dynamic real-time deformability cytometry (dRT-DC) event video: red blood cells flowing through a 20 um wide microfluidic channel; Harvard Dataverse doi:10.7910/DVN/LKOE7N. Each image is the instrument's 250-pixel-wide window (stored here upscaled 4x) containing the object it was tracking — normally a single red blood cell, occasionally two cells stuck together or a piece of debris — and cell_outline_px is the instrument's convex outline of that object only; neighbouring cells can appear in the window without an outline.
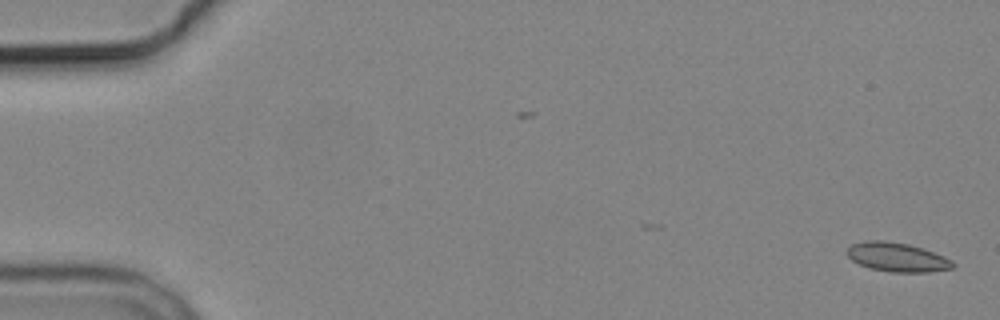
{"species": "common noctule bat (a hibernating species)", "species_latin": "Nyctalus noctula", "temperature_condition": "cold", "stored_images_in_passage": 6, "segment_of_instrument_passage": [1, 2], "camera_frame_rate_fps": 3000, "um_per_image_px": 0.085, "animal": {"sex": "male", "body_mass_g": 19.2, "forearm_length_mm": 51.8}, "frame": {"image": 1, "passage_image": 1, "time_ms": 0.0, "image_size_px": [1000, 320], "cell_outline_px": [[956, 264], [952, 268], [928, 272], [892, 272], [868, 268], [852, 260], [844, 252], [852, 244], [864, 240], [884, 240], [908, 244], [944, 256], [952, 260]], "centroid_in_image_um": [76.22, 21.86], "position_along_channel_um": 8.8, "area_um2": 17.92}}
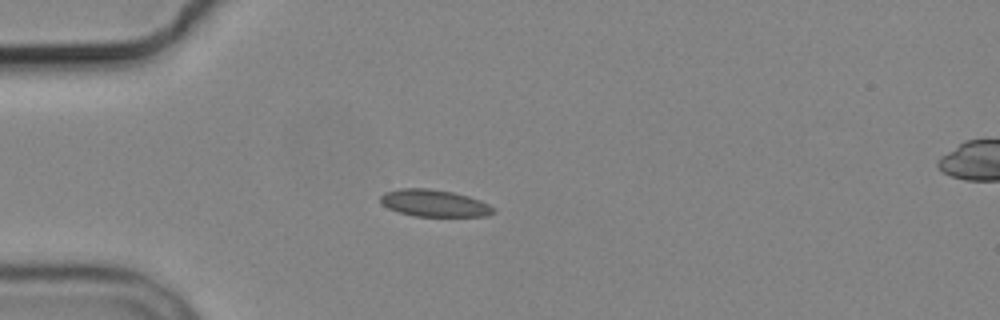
{"frame": {"image": 2, "passage_image": 5, "time_ms": 4.667, "image_size_px": [1000, 320], "cell_outline_px": [[496, 212], [488, 216], [412, 216], [388, 208], [380, 200], [380, 196], [384, 192], [400, 188], [428, 188], [452, 192], [468, 196], [480, 200], [496, 208]], "centroid_in_image_um": [36.94, 17.27], "position_along_channel_um": 48.1, "area_um2": 17.8}}